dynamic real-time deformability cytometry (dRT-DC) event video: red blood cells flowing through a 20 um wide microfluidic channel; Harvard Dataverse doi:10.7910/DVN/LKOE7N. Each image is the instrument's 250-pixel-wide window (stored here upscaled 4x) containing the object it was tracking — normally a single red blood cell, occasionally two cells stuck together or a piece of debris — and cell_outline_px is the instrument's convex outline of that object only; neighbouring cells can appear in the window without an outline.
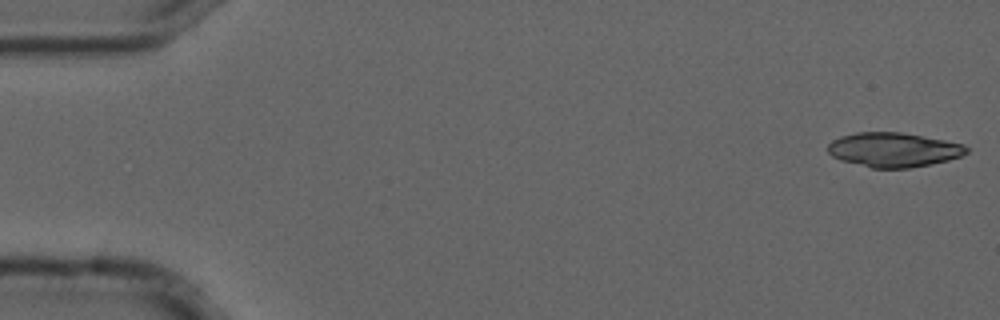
{"species": "common noctule bat (a hibernating species)", "species_latin": "Nyctalus noctula", "temperature_condition": "cold", "stored_images_in_passage": 53, "segment_of_instrument_passage": [1, 2], "camera_frame_rate_fps": 3000, "um_per_image_px": 0.085, "animal": {"sex": "male", "forearm_length_mm": 52.5}, "frame": {"image": 1, "passage_image": 1, "time_ms": 0.0, "image_size_px": [1000, 320], "cell_outline_px": [[968, 152], [960, 156], [948, 160], [932, 164], [908, 168], [872, 168], [840, 160], [832, 156], [828, 152], [828, 144], [832, 140], [840, 136], [856, 132], [900, 132], [944, 140], [964, 144], [968, 148]], "centroid_in_image_um": [75.93, 12.73], "position_along_channel_um": 9.1, "area_um2": 27.8}}